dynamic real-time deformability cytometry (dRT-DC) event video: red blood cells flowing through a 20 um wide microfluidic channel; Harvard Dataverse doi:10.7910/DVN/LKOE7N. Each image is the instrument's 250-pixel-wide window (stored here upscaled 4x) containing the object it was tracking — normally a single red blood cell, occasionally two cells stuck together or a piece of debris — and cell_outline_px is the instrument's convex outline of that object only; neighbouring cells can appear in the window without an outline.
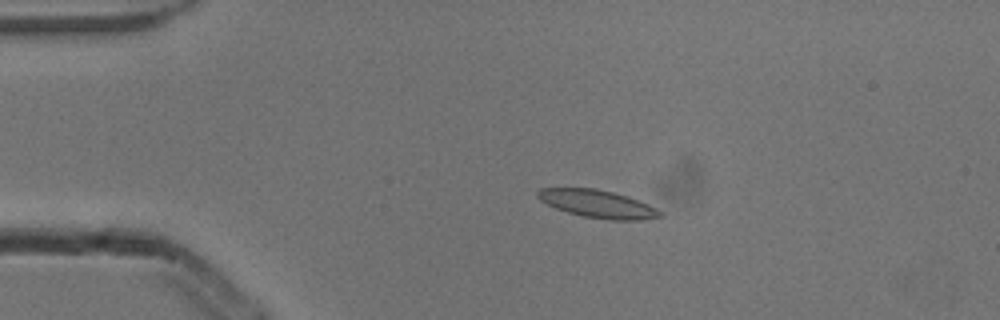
{"species": "common noctule bat (a hibernating species)", "species_latin": "Nyctalus noctula", "temperature_condition": "cold", "stored_images_in_passage": 5, "camera_frame_rate_fps": 3000, "um_per_image_px": 0.085, "animal": {"sex": "male", "body_mass_g": 13.3}, "frame": {"image": 1, "passage_image": 4, "time_ms": 1.0, "image_size_px": [1000, 320], "cell_outline_px": [[664, 216], [640, 220], [608, 220], [584, 216], [568, 212], [556, 208], [540, 200], [536, 196], [536, 192], [540, 188], [596, 188], [628, 196], [648, 204], [656, 208]], "centroid_in_image_um": [50.8, 17.33], "position_along_channel_um": 34.2, "area_um2": 19.71}}